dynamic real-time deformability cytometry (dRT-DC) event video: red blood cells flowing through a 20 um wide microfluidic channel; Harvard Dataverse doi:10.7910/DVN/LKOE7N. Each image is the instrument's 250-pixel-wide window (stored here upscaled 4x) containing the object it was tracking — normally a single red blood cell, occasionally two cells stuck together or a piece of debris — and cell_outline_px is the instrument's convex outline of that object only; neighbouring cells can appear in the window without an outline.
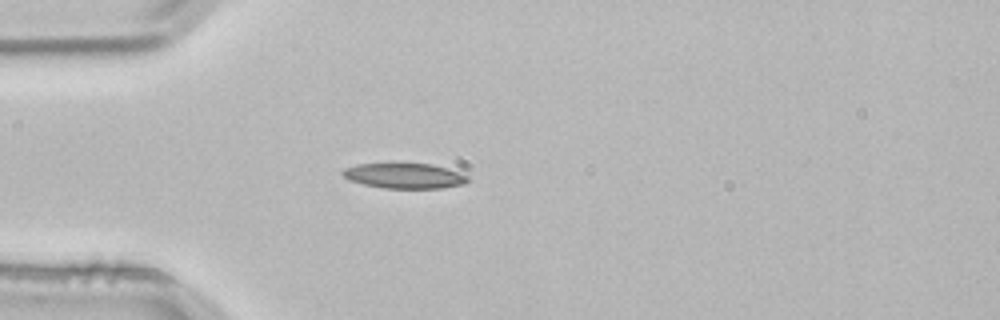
{"species": "common noctule bat (a hibernating species)", "species_latin": "Nyctalus noctula", "temperature_condition": "room temperature", "stored_images_in_passage": 1, "camera_frame_rate_fps": 3000, "um_per_image_px": 0.085, "animal": {"sex": "male", "body_mass_g": 21.5, "forearm_length_mm": 52.0}, "frame": {"image": 1, "passage_image": 1, "time_ms": 0.0, "image_size_px": [1000, 320], "cell_outline_px": [[468, 180], [464, 184], [440, 188], [384, 188], [364, 184], [348, 180], [340, 172], [344, 168], [356, 164], [432, 164], [468, 176]], "centroid_in_image_um": [34.32, 14.95], "position_along_channel_um": 50.7, "area_um2": 18.09}}